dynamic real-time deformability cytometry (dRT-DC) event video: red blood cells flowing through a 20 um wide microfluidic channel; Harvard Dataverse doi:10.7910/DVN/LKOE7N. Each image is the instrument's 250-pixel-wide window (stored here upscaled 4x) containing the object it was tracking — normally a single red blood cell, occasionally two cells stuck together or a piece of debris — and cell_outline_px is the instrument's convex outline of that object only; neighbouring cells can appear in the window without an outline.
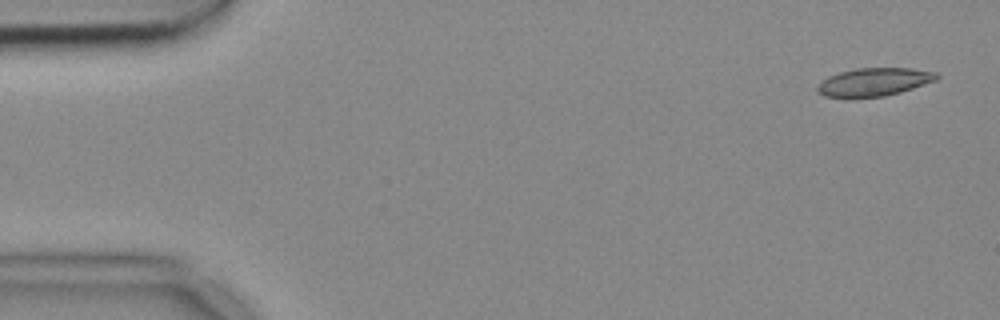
{"species": "common noctule bat (a hibernating species)", "species_latin": "Nyctalus noctula", "temperature_condition": "cold", "stored_images_in_passage": 53, "camera_frame_rate_fps": 3000, "um_per_image_px": 0.085, "animal": {"sex": "female", "body_mass_g": 18.4}, "frame": {"image": 1, "passage_image": 1, "time_ms": 0.0, "image_size_px": [1000, 320], "cell_outline_px": [[940, 76], [936, 80], [900, 92], [884, 96], [824, 96], [816, 88], [820, 80], [828, 76], [840, 72], [856, 68], [912, 68], [936, 72]], "centroid_in_image_um": [74.31, 6.94], "position_along_channel_um": 10.7, "area_um2": 19.19}}
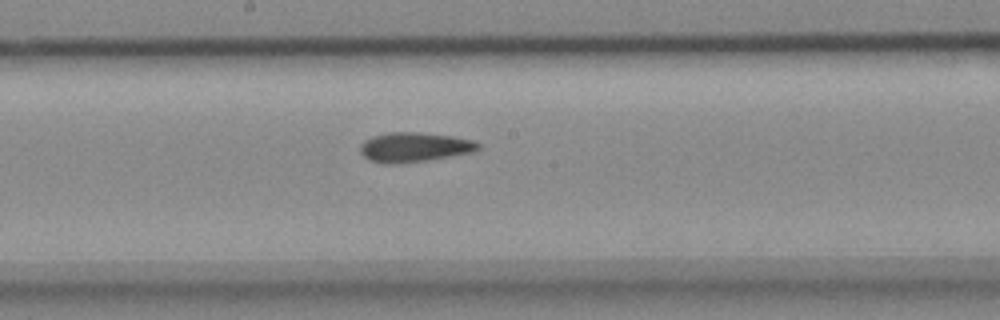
{"frame": {"image": 2, "passage_image": 27, "time_ms": 8.667, "image_size_px": [1000, 320], "cell_outline_px": [[480, 148], [472, 152], [428, 160], [396, 164], [384, 164], [368, 160], [360, 152], [360, 144], [364, 140], [372, 136], [388, 132], [420, 132], [452, 136], [476, 140], [480, 144]], "centroid_in_image_um": [35.2, 12.51], "position_along_channel_um": 213.0, "area_um2": 20.58}}
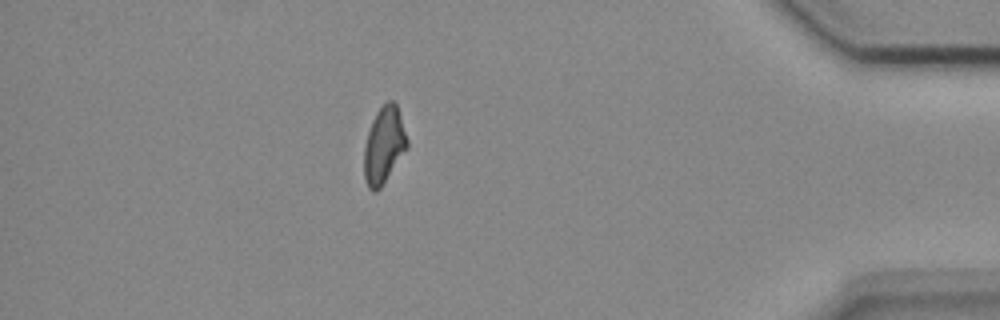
{"frame": {"image": 3, "passage_image": 46, "time_ms": 15.0, "image_size_px": [1000, 320], "cell_outline_px": [[408, 148], [380, 188], [376, 192], [372, 192], [368, 188], [364, 180], [364, 148], [368, 132], [372, 120], [376, 112], [388, 100], [392, 100], [396, 104], [408, 140]], "centroid_in_image_um": [32.63, 12.37], "position_along_channel_um": 402.6, "area_um2": 19.19}, "authors_computed_cell_mechanics": {"area_um2": 19.7098, "velocity_mm_per_s": 3.7004, "shape_relaxation_time_tau1_ms": null, "shape_relaxation_time_tau2_ms": 3.2474, "deformation_change_tau1": null, "deformation_change_tau2": 0.089}}